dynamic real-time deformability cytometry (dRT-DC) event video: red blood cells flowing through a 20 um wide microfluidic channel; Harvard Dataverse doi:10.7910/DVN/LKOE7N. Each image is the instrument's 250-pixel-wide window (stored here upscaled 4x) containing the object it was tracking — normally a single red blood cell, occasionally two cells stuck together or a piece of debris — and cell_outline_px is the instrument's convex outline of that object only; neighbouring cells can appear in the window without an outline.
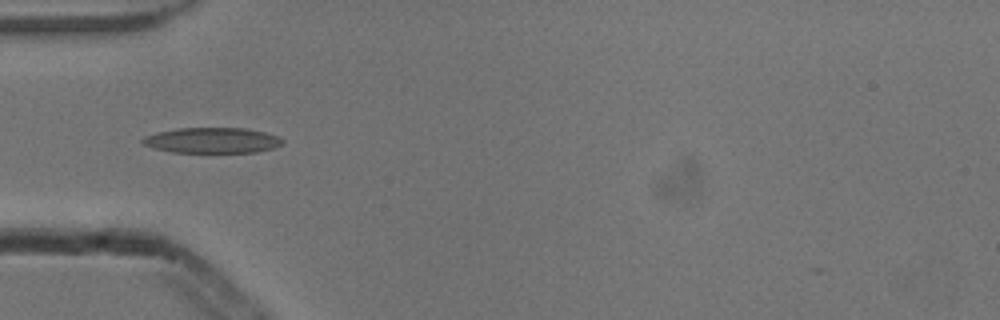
{"species": "common noctule bat (a hibernating species)", "species_latin": "Nyctalus noctula", "temperature_condition": "cold", "stored_images_in_passage": 6, "camera_frame_rate_fps": 3000, "um_per_image_px": 0.085, "animal": {"sex": "male", "body_mass_g": 13.3}, "frame": {"image": 1, "passage_image": 3, "time_ms": 0.667, "image_size_px": [1000, 320], "cell_outline_px": [[284, 140], [276, 148], [256, 152], [172, 152], [156, 148], [144, 144], [140, 140], [144, 136], [156, 132], [176, 128], [244, 128], [264, 132], [276, 136]], "centroid_in_image_um": [18.02, 11.92], "position_along_channel_um": 67.0, "area_um2": 20.69}}
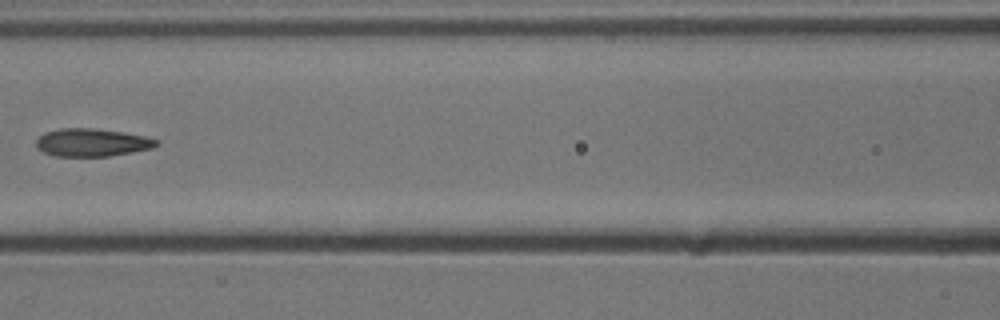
{"frame": {"image": 2, "passage_image": 5, "time_ms": 1.333, "image_size_px": [1000, 320], "cell_outline_px": [[160, 144], [152, 148], [132, 152], [108, 156], [56, 156], [44, 152], [36, 148], [36, 140], [44, 132], [60, 128], [92, 128], [124, 132], [144, 136], [160, 140]], "centroid_in_image_um": [7.82, 12.1], "position_along_channel_um": 158.8, "area_um2": 19.59}}
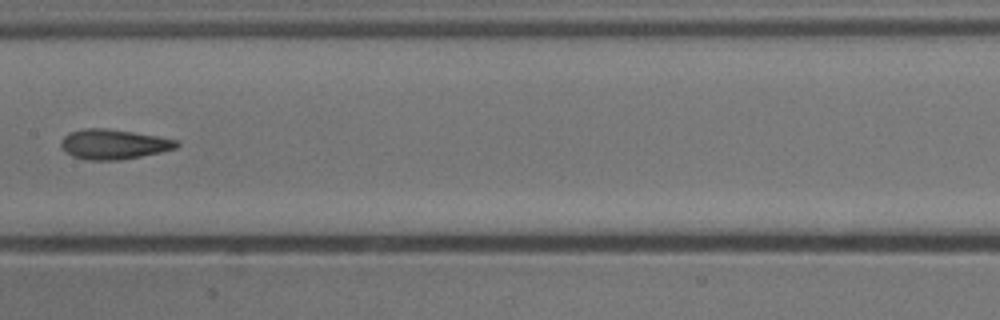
{"frame": {"image": 3, "passage_image": 6, "time_ms": 1.667, "image_size_px": [1000, 320], "cell_outline_px": [[180, 144], [176, 148], [160, 152], [120, 160], [88, 160], [72, 156], [64, 152], [60, 148], [60, 140], [68, 132], [84, 128], [104, 128], [132, 132], [180, 140]], "centroid_in_image_um": [9.61, 12.26], "position_along_channel_um": 197.8, "area_um2": 20.29}}